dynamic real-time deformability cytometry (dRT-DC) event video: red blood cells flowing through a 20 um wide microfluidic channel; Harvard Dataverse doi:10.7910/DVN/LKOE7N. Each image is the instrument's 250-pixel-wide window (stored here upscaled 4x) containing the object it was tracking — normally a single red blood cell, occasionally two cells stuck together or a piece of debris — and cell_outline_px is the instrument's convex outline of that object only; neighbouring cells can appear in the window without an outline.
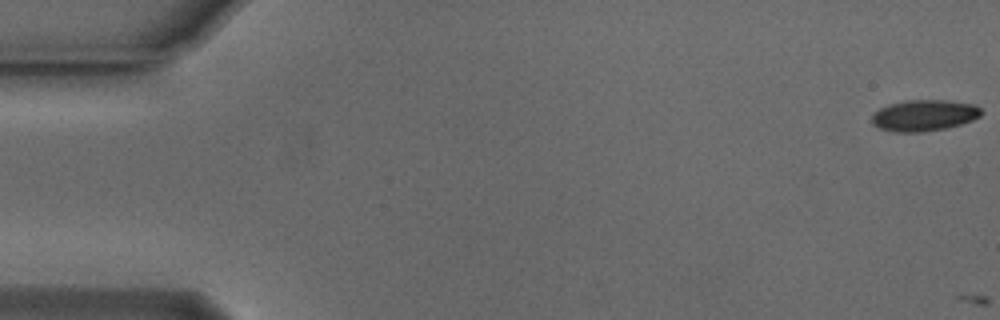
{"species": "Egyptian fruit bat (a non-hibernating species)", "species_latin": "Rousettus aegyptiacus", "temperature_condition": "cold", "stored_images_in_passage": 2, "camera_frame_rate_fps": 3000, "um_per_image_px": 0.085, "animal": {"sex": "male"}, "frame": {"image": 1, "passage_image": 1, "time_ms": 0.0, "image_size_px": [1000, 320], "cell_outline_px": [[984, 112], [980, 116], [972, 120], [948, 128], [920, 132], [896, 132], [880, 128], [872, 124], [872, 116], [880, 108], [888, 104], [904, 100], [952, 100], [976, 104]], "centroid_in_image_um": [78.59, 9.79], "position_along_channel_um": 6.4, "area_um2": 20.11}}